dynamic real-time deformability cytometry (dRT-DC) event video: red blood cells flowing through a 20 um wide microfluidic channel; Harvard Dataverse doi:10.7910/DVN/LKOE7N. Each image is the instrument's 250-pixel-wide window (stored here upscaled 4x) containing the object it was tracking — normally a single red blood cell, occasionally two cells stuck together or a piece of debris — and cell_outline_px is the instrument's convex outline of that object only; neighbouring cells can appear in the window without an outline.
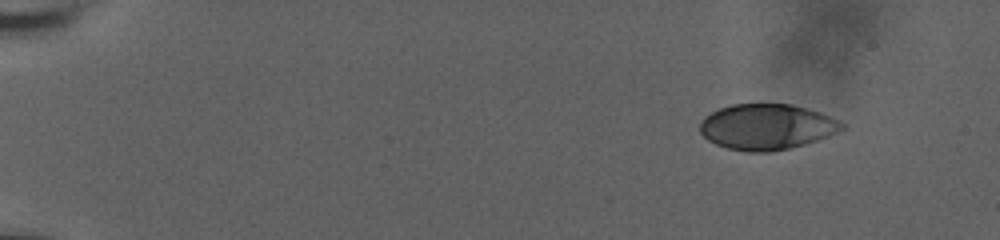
{"species": "human", "species_latin": "Homo sapiens", "temperature_condition": "room temperature", "stored_images_in_passage": 53, "camera_frame_rate_fps": 3000, "um_per_image_px": 0.085, "donor": {"sex": "male"}, "frame": {"image": 1, "passage_image": 1, "time_ms": 0.0, "image_size_px": [1000, 240], "cell_outline_px": [[844, 128], [828, 136], [804, 144], [788, 148], [768, 152], [748, 152], [728, 148], [716, 144], [708, 140], [700, 132], [700, 120], [704, 116], [720, 108], [732, 104], [792, 104], [820, 112], [844, 124]], "centroid_in_image_um": [65.13, 10.77], "position_along_channel_um": 19.9, "area_um2": 37.51}}
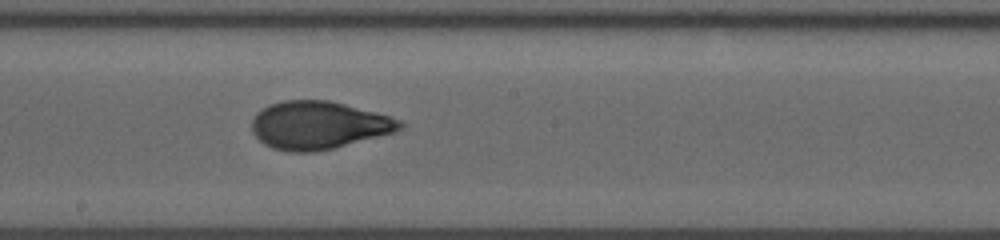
{"frame": {"image": 2, "passage_image": 29, "time_ms": 9.333, "image_size_px": [1000, 240], "cell_outline_px": [[408, 124], [404, 128], [396, 132], [316, 152], [288, 152], [272, 148], [264, 144], [252, 132], [252, 120], [256, 112], [268, 104], [280, 100], [328, 100], [376, 112], [400, 120]], "centroid_in_image_um": [27.07, 10.64], "position_along_channel_um": 221.1, "area_um2": 41.56}}
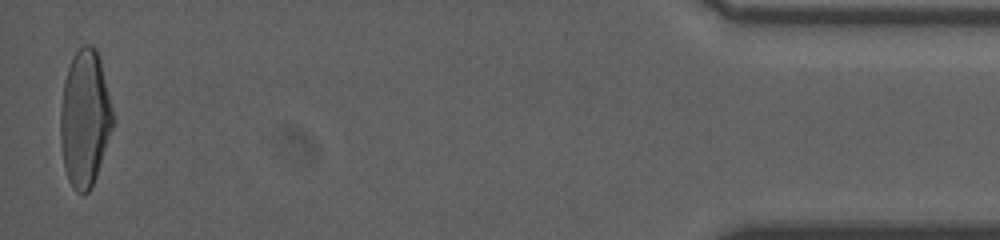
{"frame": {"image": 3, "passage_image": 52, "time_ms": 17.0, "image_size_px": [1000, 240], "cell_outline_px": [[112, 128], [92, 188], [84, 196], [76, 192], [72, 188], [68, 180], [64, 168], [60, 144], [60, 112], [64, 80], [72, 56], [84, 44], [92, 44], [96, 48], [100, 60], [112, 108]], "centroid_in_image_um": [7.18, 10.1], "position_along_channel_um": 428.0, "area_um2": 41.73}, "authors_computed_cell_mechanics": {"area_um2": 40.46, "velocity_mm_per_s": 3.7357, "shape_relaxation_time_tau1_ms": 4.7774, "shape_relaxation_time_tau2_ms": 1.0636, "deformation_change_tau1": 0.2039, "deformation_change_tau2": 0.0608}}